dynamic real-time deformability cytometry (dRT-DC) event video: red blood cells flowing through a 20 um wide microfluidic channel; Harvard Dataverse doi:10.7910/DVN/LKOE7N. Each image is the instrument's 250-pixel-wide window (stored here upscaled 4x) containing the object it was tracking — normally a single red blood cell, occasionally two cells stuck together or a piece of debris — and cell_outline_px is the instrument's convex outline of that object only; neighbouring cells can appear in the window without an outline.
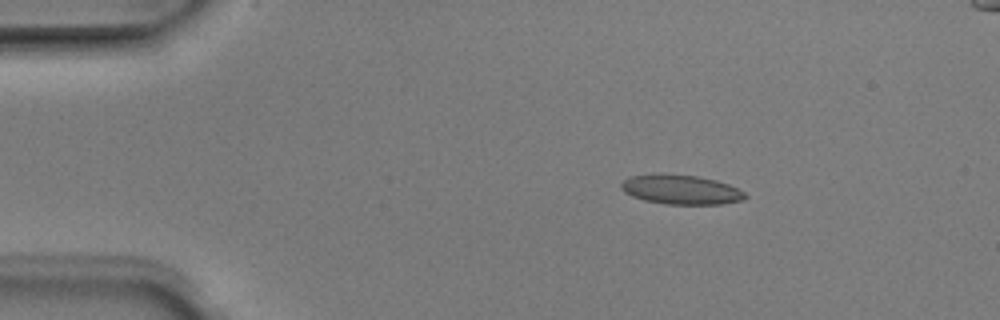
{"species": "Egyptian fruit bat (a non-hibernating species)", "species_latin": "Rousettus aegyptiacus", "temperature_condition": "room temperature", "stored_images_in_passage": 5, "camera_frame_rate_fps": 3000, "um_per_image_px": 0.085, "animal": {"sex": "male"}, "frame": {"image": 1, "passage_image": 3, "time_ms": 0.667, "image_size_px": [1000, 320], "cell_outline_px": [[748, 196], [744, 200], [720, 204], [664, 204], [644, 200], [632, 196], [624, 192], [620, 188], [620, 184], [628, 176], [660, 172], [696, 176], [716, 180], [728, 184], [744, 192]], "centroid_in_image_um": [57.83, 16.1], "position_along_channel_um": 27.2, "area_um2": 21.62}}